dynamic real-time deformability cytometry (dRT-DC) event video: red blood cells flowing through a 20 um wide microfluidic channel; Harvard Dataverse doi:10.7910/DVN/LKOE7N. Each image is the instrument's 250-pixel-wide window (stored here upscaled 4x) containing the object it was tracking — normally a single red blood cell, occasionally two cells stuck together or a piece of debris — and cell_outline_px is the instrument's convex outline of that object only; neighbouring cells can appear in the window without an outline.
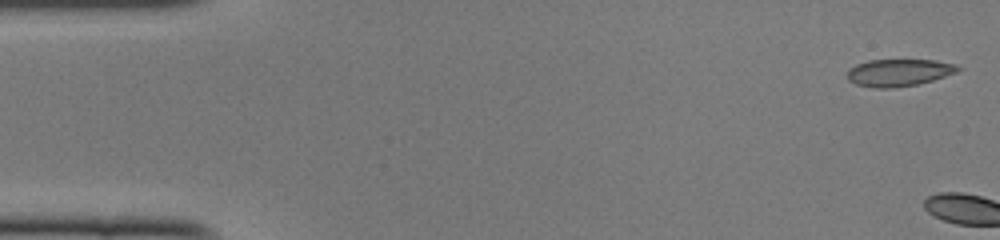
{"species": "common noctule bat (a hibernating species)", "species_latin": "Nyctalus noctula", "temperature_condition": "cold", "stored_images_in_passage": 3, "camera_frame_rate_fps": 3000, "um_per_image_px": 0.085, "animal": {"sex": "female", "body_mass_g": 22.0, "forearm_length_mm": 56.7}, "frame": {"image": 1, "passage_image": 1, "time_ms": 0.0, "image_size_px": [1000, 240], "cell_outline_px": [[960, 68], [956, 72], [932, 80], [916, 84], [892, 88], [876, 88], [856, 84], [848, 80], [848, 68], [856, 64], [868, 60], [936, 60], [956, 64]], "centroid_in_image_um": [76.37, 6.16], "position_along_channel_um": 8.6, "area_um2": 17.4}}